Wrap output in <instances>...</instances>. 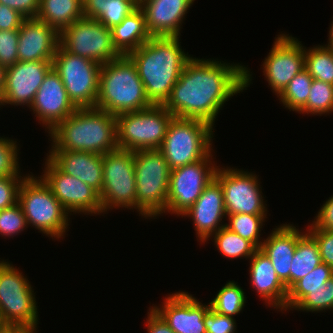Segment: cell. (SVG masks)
Returning a JSON list of instances; mask_svg holds the SVG:
<instances>
[{
  "label": "cell",
  "instance_id": "1",
  "mask_svg": "<svg viewBox=\"0 0 333 333\" xmlns=\"http://www.w3.org/2000/svg\"><path fill=\"white\" fill-rule=\"evenodd\" d=\"M245 65L191 57L164 107L177 118L200 119L214 127L224 103L251 84Z\"/></svg>",
  "mask_w": 333,
  "mask_h": 333
},
{
  "label": "cell",
  "instance_id": "2",
  "mask_svg": "<svg viewBox=\"0 0 333 333\" xmlns=\"http://www.w3.org/2000/svg\"><path fill=\"white\" fill-rule=\"evenodd\" d=\"M180 36L151 37L127 56L136 66L146 95L153 105H164L169 99L187 61L188 52L181 49Z\"/></svg>",
  "mask_w": 333,
  "mask_h": 333
},
{
  "label": "cell",
  "instance_id": "3",
  "mask_svg": "<svg viewBox=\"0 0 333 333\" xmlns=\"http://www.w3.org/2000/svg\"><path fill=\"white\" fill-rule=\"evenodd\" d=\"M49 134L53 142L50 150L105 155L118 149L116 116L96 107L77 108Z\"/></svg>",
  "mask_w": 333,
  "mask_h": 333
},
{
  "label": "cell",
  "instance_id": "4",
  "mask_svg": "<svg viewBox=\"0 0 333 333\" xmlns=\"http://www.w3.org/2000/svg\"><path fill=\"white\" fill-rule=\"evenodd\" d=\"M151 105L136 66L127 55L101 65L96 108L117 116Z\"/></svg>",
  "mask_w": 333,
  "mask_h": 333
},
{
  "label": "cell",
  "instance_id": "5",
  "mask_svg": "<svg viewBox=\"0 0 333 333\" xmlns=\"http://www.w3.org/2000/svg\"><path fill=\"white\" fill-rule=\"evenodd\" d=\"M136 209L156 218L166 212L171 169L158 149L134 151Z\"/></svg>",
  "mask_w": 333,
  "mask_h": 333
},
{
  "label": "cell",
  "instance_id": "6",
  "mask_svg": "<svg viewBox=\"0 0 333 333\" xmlns=\"http://www.w3.org/2000/svg\"><path fill=\"white\" fill-rule=\"evenodd\" d=\"M18 203L27 226L31 224L39 232L58 240L64 237L69 225V213L41 177L28 174L24 178L18 192Z\"/></svg>",
  "mask_w": 333,
  "mask_h": 333
},
{
  "label": "cell",
  "instance_id": "7",
  "mask_svg": "<svg viewBox=\"0 0 333 333\" xmlns=\"http://www.w3.org/2000/svg\"><path fill=\"white\" fill-rule=\"evenodd\" d=\"M212 130L204 120L174 117L158 150L171 170L195 163L213 152Z\"/></svg>",
  "mask_w": 333,
  "mask_h": 333
},
{
  "label": "cell",
  "instance_id": "8",
  "mask_svg": "<svg viewBox=\"0 0 333 333\" xmlns=\"http://www.w3.org/2000/svg\"><path fill=\"white\" fill-rule=\"evenodd\" d=\"M174 117L164 105H151L117 115L118 148L129 151L159 149Z\"/></svg>",
  "mask_w": 333,
  "mask_h": 333
},
{
  "label": "cell",
  "instance_id": "9",
  "mask_svg": "<svg viewBox=\"0 0 333 333\" xmlns=\"http://www.w3.org/2000/svg\"><path fill=\"white\" fill-rule=\"evenodd\" d=\"M29 283L13 264L0 260V315L6 328L37 326V302Z\"/></svg>",
  "mask_w": 333,
  "mask_h": 333
},
{
  "label": "cell",
  "instance_id": "10",
  "mask_svg": "<svg viewBox=\"0 0 333 333\" xmlns=\"http://www.w3.org/2000/svg\"><path fill=\"white\" fill-rule=\"evenodd\" d=\"M70 101L76 108H94L99 91L101 65L85 57L71 54L60 45L53 58Z\"/></svg>",
  "mask_w": 333,
  "mask_h": 333
},
{
  "label": "cell",
  "instance_id": "11",
  "mask_svg": "<svg viewBox=\"0 0 333 333\" xmlns=\"http://www.w3.org/2000/svg\"><path fill=\"white\" fill-rule=\"evenodd\" d=\"M102 213L114 208L136 209L134 151L116 149L103 155Z\"/></svg>",
  "mask_w": 333,
  "mask_h": 333
},
{
  "label": "cell",
  "instance_id": "12",
  "mask_svg": "<svg viewBox=\"0 0 333 333\" xmlns=\"http://www.w3.org/2000/svg\"><path fill=\"white\" fill-rule=\"evenodd\" d=\"M59 45L100 65L121 56L113 46L111 29L91 18L83 17L63 29L59 33Z\"/></svg>",
  "mask_w": 333,
  "mask_h": 333
},
{
  "label": "cell",
  "instance_id": "13",
  "mask_svg": "<svg viewBox=\"0 0 333 333\" xmlns=\"http://www.w3.org/2000/svg\"><path fill=\"white\" fill-rule=\"evenodd\" d=\"M212 156L211 152L202 160L171 170L166 213L180 216L196 202L205 187L215 178L219 167L211 161Z\"/></svg>",
  "mask_w": 333,
  "mask_h": 333
},
{
  "label": "cell",
  "instance_id": "14",
  "mask_svg": "<svg viewBox=\"0 0 333 333\" xmlns=\"http://www.w3.org/2000/svg\"><path fill=\"white\" fill-rule=\"evenodd\" d=\"M215 179L223 189L226 215H267L258 176L235 168H217Z\"/></svg>",
  "mask_w": 333,
  "mask_h": 333
},
{
  "label": "cell",
  "instance_id": "15",
  "mask_svg": "<svg viewBox=\"0 0 333 333\" xmlns=\"http://www.w3.org/2000/svg\"><path fill=\"white\" fill-rule=\"evenodd\" d=\"M40 176L68 213L102 214L100 194L79 178L64 173L48 156Z\"/></svg>",
  "mask_w": 333,
  "mask_h": 333
},
{
  "label": "cell",
  "instance_id": "16",
  "mask_svg": "<svg viewBox=\"0 0 333 333\" xmlns=\"http://www.w3.org/2000/svg\"><path fill=\"white\" fill-rule=\"evenodd\" d=\"M263 62V75L270 88L279 95L289 82L305 68V53L301 41L280 34Z\"/></svg>",
  "mask_w": 333,
  "mask_h": 333
},
{
  "label": "cell",
  "instance_id": "17",
  "mask_svg": "<svg viewBox=\"0 0 333 333\" xmlns=\"http://www.w3.org/2000/svg\"><path fill=\"white\" fill-rule=\"evenodd\" d=\"M53 68V61H18L6 68L5 86L0 106L32 104L45 76Z\"/></svg>",
  "mask_w": 333,
  "mask_h": 333
},
{
  "label": "cell",
  "instance_id": "18",
  "mask_svg": "<svg viewBox=\"0 0 333 333\" xmlns=\"http://www.w3.org/2000/svg\"><path fill=\"white\" fill-rule=\"evenodd\" d=\"M29 108L47 132L77 110L54 68L45 76Z\"/></svg>",
  "mask_w": 333,
  "mask_h": 333
},
{
  "label": "cell",
  "instance_id": "19",
  "mask_svg": "<svg viewBox=\"0 0 333 333\" xmlns=\"http://www.w3.org/2000/svg\"><path fill=\"white\" fill-rule=\"evenodd\" d=\"M162 306H152L175 333H207L204 315L210 304H202L188 292L167 296Z\"/></svg>",
  "mask_w": 333,
  "mask_h": 333
},
{
  "label": "cell",
  "instance_id": "20",
  "mask_svg": "<svg viewBox=\"0 0 333 333\" xmlns=\"http://www.w3.org/2000/svg\"><path fill=\"white\" fill-rule=\"evenodd\" d=\"M192 218L196 237L204 243L225 226L221 221L226 218L223 189L214 178L202 191L196 202L182 215ZM222 223V224H220Z\"/></svg>",
  "mask_w": 333,
  "mask_h": 333
},
{
  "label": "cell",
  "instance_id": "21",
  "mask_svg": "<svg viewBox=\"0 0 333 333\" xmlns=\"http://www.w3.org/2000/svg\"><path fill=\"white\" fill-rule=\"evenodd\" d=\"M19 61H53L59 33L38 18H25L18 29Z\"/></svg>",
  "mask_w": 333,
  "mask_h": 333
},
{
  "label": "cell",
  "instance_id": "22",
  "mask_svg": "<svg viewBox=\"0 0 333 333\" xmlns=\"http://www.w3.org/2000/svg\"><path fill=\"white\" fill-rule=\"evenodd\" d=\"M195 0H140L151 37L180 36L181 25Z\"/></svg>",
  "mask_w": 333,
  "mask_h": 333
},
{
  "label": "cell",
  "instance_id": "23",
  "mask_svg": "<svg viewBox=\"0 0 333 333\" xmlns=\"http://www.w3.org/2000/svg\"><path fill=\"white\" fill-rule=\"evenodd\" d=\"M274 230V231H273ZM262 241L261 250L270 258L280 281L290 289V269L298 239L304 234L293 224L276 226Z\"/></svg>",
  "mask_w": 333,
  "mask_h": 333
},
{
  "label": "cell",
  "instance_id": "24",
  "mask_svg": "<svg viewBox=\"0 0 333 333\" xmlns=\"http://www.w3.org/2000/svg\"><path fill=\"white\" fill-rule=\"evenodd\" d=\"M47 156L66 174L79 178L99 194L103 185V155L84 151L50 150Z\"/></svg>",
  "mask_w": 333,
  "mask_h": 333
},
{
  "label": "cell",
  "instance_id": "25",
  "mask_svg": "<svg viewBox=\"0 0 333 333\" xmlns=\"http://www.w3.org/2000/svg\"><path fill=\"white\" fill-rule=\"evenodd\" d=\"M250 260V282L267 306L285 311L288 290L278 278L270 258L258 248Z\"/></svg>",
  "mask_w": 333,
  "mask_h": 333
},
{
  "label": "cell",
  "instance_id": "26",
  "mask_svg": "<svg viewBox=\"0 0 333 333\" xmlns=\"http://www.w3.org/2000/svg\"><path fill=\"white\" fill-rule=\"evenodd\" d=\"M114 48L120 55H128L146 43L151 35L148 32L143 11L138 7L120 24L111 28Z\"/></svg>",
  "mask_w": 333,
  "mask_h": 333
},
{
  "label": "cell",
  "instance_id": "27",
  "mask_svg": "<svg viewBox=\"0 0 333 333\" xmlns=\"http://www.w3.org/2000/svg\"><path fill=\"white\" fill-rule=\"evenodd\" d=\"M83 17V0H40L36 18L60 33Z\"/></svg>",
  "mask_w": 333,
  "mask_h": 333
},
{
  "label": "cell",
  "instance_id": "28",
  "mask_svg": "<svg viewBox=\"0 0 333 333\" xmlns=\"http://www.w3.org/2000/svg\"><path fill=\"white\" fill-rule=\"evenodd\" d=\"M319 247L315 239L305 231L298 239L290 269V288L321 264Z\"/></svg>",
  "mask_w": 333,
  "mask_h": 333
},
{
  "label": "cell",
  "instance_id": "29",
  "mask_svg": "<svg viewBox=\"0 0 333 333\" xmlns=\"http://www.w3.org/2000/svg\"><path fill=\"white\" fill-rule=\"evenodd\" d=\"M333 277V268L325 263L319 264L308 275L298 280L289 290L285 311L292 310L307 294L309 290H317Z\"/></svg>",
  "mask_w": 333,
  "mask_h": 333
},
{
  "label": "cell",
  "instance_id": "30",
  "mask_svg": "<svg viewBox=\"0 0 333 333\" xmlns=\"http://www.w3.org/2000/svg\"><path fill=\"white\" fill-rule=\"evenodd\" d=\"M305 69L313 79L333 85V48L326 45H316L304 48Z\"/></svg>",
  "mask_w": 333,
  "mask_h": 333
},
{
  "label": "cell",
  "instance_id": "31",
  "mask_svg": "<svg viewBox=\"0 0 333 333\" xmlns=\"http://www.w3.org/2000/svg\"><path fill=\"white\" fill-rule=\"evenodd\" d=\"M212 236L217 250L229 259L241 257L250 259L258 249L252 242L240 237L225 226Z\"/></svg>",
  "mask_w": 333,
  "mask_h": 333
},
{
  "label": "cell",
  "instance_id": "32",
  "mask_svg": "<svg viewBox=\"0 0 333 333\" xmlns=\"http://www.w3.org/2000/svg\"><path fill=\"white\" fill-rule=\"evenodd\" d=\"M312 82L313 78L304 68L277 97L290 111L299 112L306 105Z\"/></svg>",
  "mask_w": 333,
  "mask_h": 333
},
{
  "label": "cell",
  "instance_id": "33",
  "mask_svg": "<svg viewBox=\"0 0 333 333\" xmlns=\"http://www.w3.org/2000/svg\"><path fill=\"white\" fill-rule=\"evenodd\" d=\"M246 303L243 289L235 281L227 282L209 302L210 308L222 315L234 317L242 311Z\"/></svg>",
  "mask_w": 333,
  "mask_h": 333
},
{
  "label": "cell",
  "instance_id": "34",
  "mask_svg": "<svg viewBox=\"0 0 333 333\" xmlns=\"http://www.w3.org/2000/svg\"><path fill=\"white\" fill-rule=\"evenodd\" d=\"M267 215H252V214H230L227 215L228 223L225 227L230 231L235 232L240 237L249 240L257 248H261L260 241L261 228Z\"/></svg>",
  "mask_w": 333,
  "mask_h": 333
},
{
  "label": "cell",
  "instance_id": "35",
  "mask_svg": "<svg viewBox=\"0 0 333 333\" xmlns=\"http://www.w3.org/2000/svg\"><path fill=\"white\" fill-rule=\"evenodd\" d=\"M333 112V85L313 79L306 105L298 112L323 115Z\"/></svg>",
  "mask_w": 333,
  "mask_h": 333
},
{
  "label": "cell",
  "instance_id": "36",
  "mask_svg": "<svg viewBox=\"0 0 333 333\" xmlns=\"http://www.w3.org/2000/svg\"><path fill=\"white\" fill-rule=\"evenodd\" d=\"M293 309L316 313L328 309L333 310V277L327 280L322 288L309 290V294Z\"/></svg>",
  "mask_w": 333,
  "mask_h": 333
},
{
  "label": "cell",
  "instance_id": "37",
  "mask_svg": "<svg viewBox=\"0 0 333 333\" xmlns=\"http://www.w3.org/2000/svg\"><path fill=\"white\" fill-rule=\"evenodd\" d=\"M138 7V0H112L110 5L96 18V20L111 29L115 25L120 24Z\"/></svg>",
  "mask_w": 333,
  "mask_h": 333
},
{
  "label": "cell",
  "instance_id": "38",
  "mask_svg": "<svg viewBox=\"0 0 333 333\" xmlns=\"http://www.w3.org/2000/svg\"><path fill=\"white\" fill-rule=\"evenodd\" d=\"M18 145L13 139L0 137V177L21 176Z\"/></svg>",
  "mask_w": 333,
  "mask_h": 333
},
{
  "label": "cell",
  "instance_id": "39",
  "mask_svg": "<svg viewBox=\"0 0 333 333\" xmlns=\"http://www.w3.org/2000/svg\"><path fill=\"white\" fill-rule=\"evenodd\" d=\"M27 227L25 215L19 203L0 210V234L2 236H16Z\"/></svg>",
  "mask_w": 333,
  "mask_h": 333
},
{
  "label": "cell",
  "instance_id": "40",
  "mask_svg": "<svg viewBox=\"0 0 333 333\" xmlns=\"http://www.w3.org/2000/svg\"><path fill=\"white\" fill-rule=\"evenodd\" d=\"M18 30H0V65L8 68L19 61Z\"/></svg>",
  "mask_w": 333,
  "mask_h": 333
},
{
  "label": "cell",
  "instance_id": "41",
  "mask_svg": "<svg viewBox=\"0 0 333 333\" xmlns=\"http://www.w3.org/2000/svg\"><path fill=\"white\" fill-rule=\"evenodd\" d=\"M25 177H0V210L12 207L18 203L19 188Z\"/></svg>",
  "mask_w": 333,
  "mask_h": 333
},
{
  "label": "cell",
  "instance_id": "42",
  "mask_svg": "<svg viewBox=\"0 0 333 333\" xmlns=\"http://www.w3.org/2000/svg\"><path fill=\"white\" fill-rule=\"evenodd\" d=\"M306 230L318 244L322 263L333 268V231L318 229L312 223Z\"/></svg>",
  "mask_w": 333,
  "mask_h": 333
},
{
  "label": "cell",
  "instance_id": "43",
  "mask_svg": "<svg viewBox=\"0 0 333 333\" xmlns=\"http://www.w3.org/2000/svg\"><path fill=\"white\" fill-rule=\"evenodd\" d=\"M204 325L207 333H235L234 317L219 314L211 308L204 315Z\"/></svg>",
  "mask_w": 333,
  "mask_h": 333
},
{
  "label": "cell",
  "instance_id": "44",
  "mask_svg": "<svg viewBox=\"0 0 333 333\" xmlns=\"http://www.w3.org/2000/svg\"><path fill=\"white\" fill-rule=\"evenodd\" d=\"M40 0H0L2 5L18 11L25 18H36Z\"/></svg>",
  "mask_w": 333,
  "mask_h": 333
},
{
  "label": "cell",
  "instance_id": "45",
  "mask_svg": "<svg viewBox=\"0 0 333 333\" xmlns=\"http://www.w3.org/2000/svg\"><path fill=\"white\" fill-rule=\"evenodd\" d=\"M24 20L18 11L0 3V30H18Z\"/></svg>",
  "mask_w": 333,
  "mask_h": 333
},
{
  "label": "cell",
  "instance_id": "46",
  "mask_svg": "<svg viewBox=\"0 0 333 333\" xmlns=\"http://www.w3.org/2000/svg\"><path fill=\"white\" fill-rule=\"evenodd\" d=\"M316 216L312 222L316 228L333 231V195L322 205Z\"/></svg>",
  "mask_w": 333,
  "mask_h": 333
},
{
  "label": "cell",
  "instance_id": "47",
  "mask_svg": "<svg viewBox=\"0 0 333 333\" xmlns=\"http://www.w3.org/2000/svg\"><path fill=\"white\" fill-rule=\"evenodd\" d=\"M149 310L146 319L148 333H175L153 307L150 306Z\"/></svg>",
  "mask_w": 333,
  "mask_h": 333
},
{
  "label": "cell",
  "instance_id": "48",
  "mask_svg": "<svg viewBox=\"0 0 333 333\" xmlns=\"http://www.w3.org/2000/svg\"><path fill=\"white\" fill-rule=\"evenodd\" d=\"M112 0H83V16L96 19L110 5Z\"/></svg>",
  "mask_w": 333,
  "mask_h": 333
},
{
  "label": "cell",
  "instance_id": "49",
  "mask_svg": "<svg viewBox=\"0 0 333 333\" xmlns=\"http://www.w3.org/2000/svg\"><path fill=\"white\" fill-rule=\"evenodd\" d=\"M35 327H10V333H36Z\"/></svg>",
  "mask_w": 333,
  "mask_h": 333
},
{
  "label": "cell",
  "instance_id": "50",
  "mask_svg": "<svg viewBox=\"0 0 333 333\" xmlns=\"http://www.w3.org/2000/svg\"><path fill=\"white\" fill-rule=\"evenodd\" d=\"M6 68L0 65V101L4 93Z\"/></svg>",
  "mask_w": 333,
  "mask_h": 333
},
{
  "label": "cell",
  "instance_id": "51",
  "mask_svg": "<svg viewBox=\"0 0 333 333\" xmlns=\"http://www.w3.org/2000/svg\"><path fill=\"white\" fill-rule=\"evenodd\" d=\"M329 37H328V44L326 46L333 48V22L331 24V27L329 28Z\"/></svg>",
  "mask_w": 333,
  "mask_h": 333
},
{
  "label": "cell",
  "instance_id": "52",
  "mask_svg": "<svg viewBox=\"0 0 333 333\" xmlns=\"http://www.w3.org/2000/svg\"><path fill=\"white\" fill-rule=\"evenodd\" d=\"M6 327L4 326L3 324V320L1 318V315H0V332H2Z\"/></svg>",
  "mask_w": 333,
  "mask_h": 333
},
{
  "label": "cell",
  "instance_id": "53",
  "mask_svg": "<svg viewBox=\"0 0 333 333\" xmlns=\"http://www.w3.org/2000/svg\"><path fill=\"white\" fill-rule=\"evenodd\" d=\"M0 333H10V327L5 328L2 332Z\"/></svg>",
  "mask_w": 333,
  "mask_h": 333
}]
</instances>
